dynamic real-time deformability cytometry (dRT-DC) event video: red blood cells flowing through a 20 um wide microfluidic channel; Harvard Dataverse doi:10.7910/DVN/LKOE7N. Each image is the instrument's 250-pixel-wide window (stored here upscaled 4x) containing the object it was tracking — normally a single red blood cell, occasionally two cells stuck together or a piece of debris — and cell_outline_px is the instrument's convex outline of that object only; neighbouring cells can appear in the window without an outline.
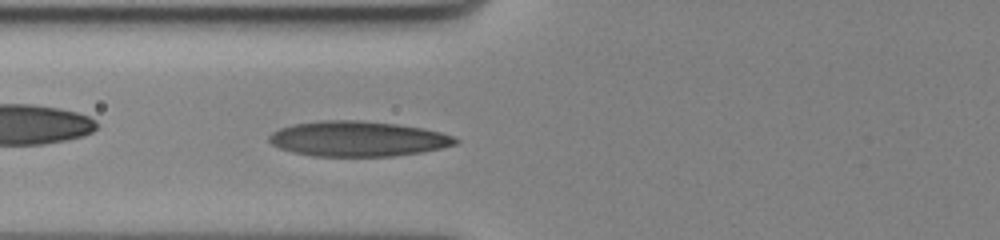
{"species": "human", "species_latin": "Homo sapiens", "temperature_condition": "cold", "stored_images_in_passage": 57, "camera_frame_rate_fps": 3000, "um_per_image_px": 0.085, "donor": {"sex": "female"}, "frame": {"image": 1, "passage_image": 23, "time_ms": 7.333, "image_size_px": [1000, 240], "cell_outline_px": [[460, 140], [456, 144], [440, 148], [420, 152], [392, 156], [312, 156], [292, 152], [280, 148], [272, 144], [268, 140], [268, 136], [272, 132], [280, 128], [292, 124], [324, 120], [360, 120], [396, 124], [424, 128], [440, 132], [452, 136]], "centroid_in_image_um": [30.39, 11.79], "position_along_channel_um": 95.4, "area_um2": 38.21}}
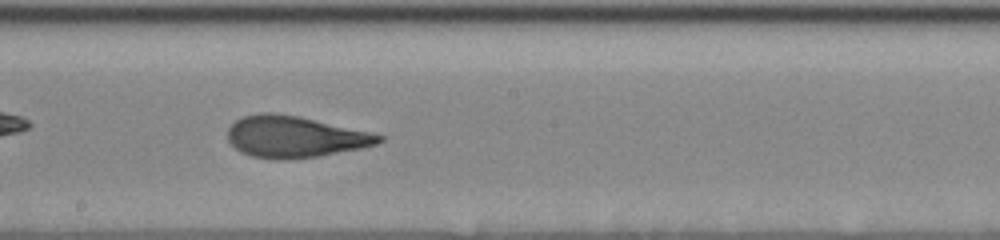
{"frame": {"image": 2, "passage_image": 34, "time_ms": 11.0, "image_size_px": [1000, 240], "cell_outline_px": [[384, 140], [376, 144], [364, 148], [316, 156], [288, 160], [276, 160], [252, 156], [240, 152], [228, 140], [228, 128], [236, 120], [244, 116], [260, 112], [272, 112], [300, 116], [368, 132], [384, 136]], "centroid_in_image_um": [25.03, 11.63], "position_along_channel_um": 223.2, "area_um2": 36.47}}
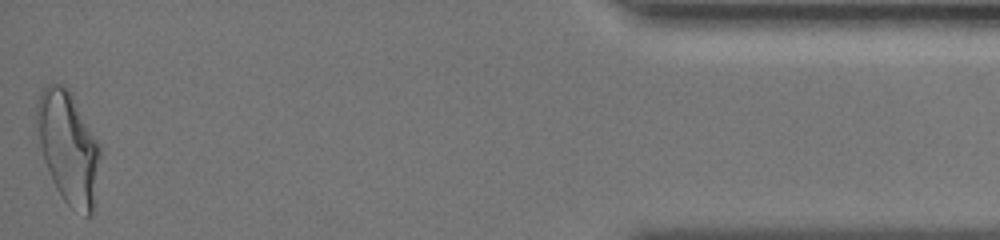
{"frame": {"image": 3, "passage_image": 57, "time_ms": 18.667, "image_size_px": [1000, 240], "cell_outline_px": [[100, 156], [92, 216], [88, 216], [72, 208], [64, 200], [56, 188], [52, 180], [44, 160], [40, 144], [36, 120], [36, 104], [40, 92], [48, 84], [64, 84], [72, 92], [100, 144]], "centroid_in_image_um": [5.81, 12.48], "position_along_channel_um": 429.4, "area_um2": 41.27}, "authors_computed_cell_mechanics": {"area_um2": 35.9516, "velocity_mm_per_s": 3.468, "shape_relaxation_time_tau1_ms": 5.384, "shape_relaxation_time_tau2_ms": 1.2006, "deformation_change_tau1": 0.1937, "deformation_change_tau2": 0.0791}}